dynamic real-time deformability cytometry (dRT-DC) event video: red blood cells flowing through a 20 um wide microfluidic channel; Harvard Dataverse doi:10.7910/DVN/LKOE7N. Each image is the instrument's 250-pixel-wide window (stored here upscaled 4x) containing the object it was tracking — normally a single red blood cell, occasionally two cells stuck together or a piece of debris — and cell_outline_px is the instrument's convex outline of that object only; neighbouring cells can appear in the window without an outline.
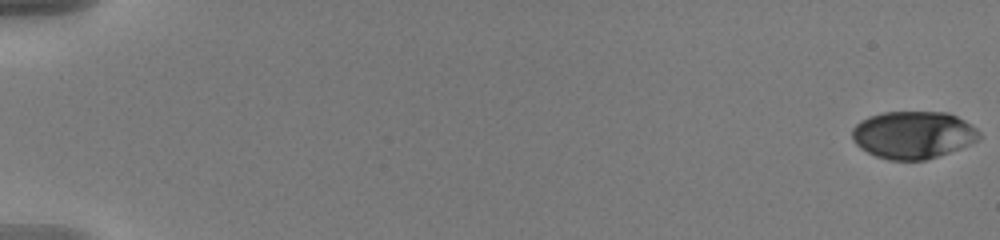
{"species": "human", "species_latin": "Homo sapiens", "temperature_condition": "warm", "stored_images_in_passage": 57, "camera_frame_rate_fps": 3000, "um_per_image_px": 0.085, "donor": {"sex": "male"}, "frame": {"image": 1, "passage_image": 1, "time_ms": 0.0, "image_size_px": [1000, 240], "cell_outline_px": [[980, 136], [976, 140], [960, 148], [924, 160], [888, 160], [876, 156], [860, 148], [852, 140], [852, 128], [860, 120], [868, 116], [884, 112], [948, 112], [972, 124], [980, 132]], "centroid_in_image_um": [77.58, 11.45], "position_along_channel_um": 7.4, "area_um2": 35.08}}
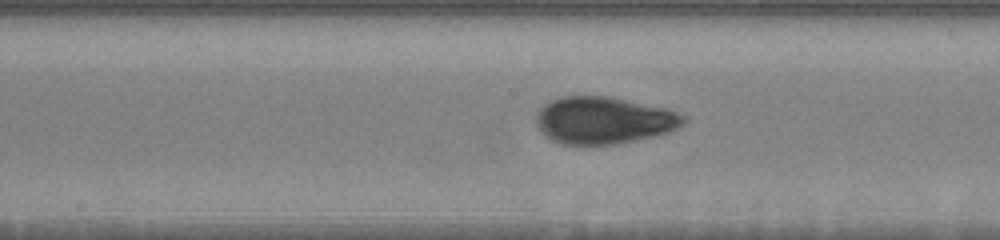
{"frame": {"image": 2, "passage_image": 32, "time_ms": 10.333, "image_size_px": [1000, 240], "cell_outline_px": [[688, 120], [684, 124], [668, 132], [652, 136], [616, 144], [560, 144], [552, 140], [536, 124], [536, 112], [544, 104], [552, 100], [564, 96], [608, 96], [668, 108], [684, 116]], "centroid_in_image_um": [51.33, 10.21], "position_along_channel_um": 196.9, "area_um2": 40.23}}
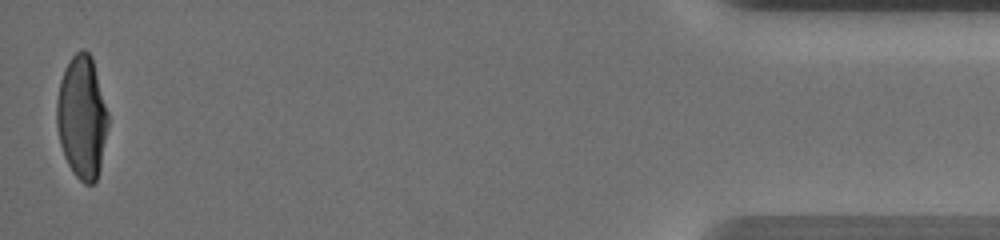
{"frame": {"image": 3, "passage_image": 57, "time_ms": 18.667, "image_size_px": [1000, 240], "cell_outline_px": [[108, 124], [100, 168], [96, 180], [92, 184], [84, 184], [72, 172], [64, 156], [60, 144], [56, 124], [56, 100], [60, 80], [64, 68], [68, 60], [76, 52], [84, 48], [92, 56], [108, 112]], "centroid_in_image_um": [6.95, 9.94], "position_along_channel_um": 428.3, "area_um2": 37.05}, "authors_computed_cell_mechanics": {"area_um2": 37.3388, "velocity_mm_per_s": 3.6712, "shape_relaxation_time_tau1_ms": 4.8103, "shape_relaxation_time_tau2_ms": 1.2958, "deformation_change_tau1": 0.1865, "deformation_change_tau2": 0.0447}}